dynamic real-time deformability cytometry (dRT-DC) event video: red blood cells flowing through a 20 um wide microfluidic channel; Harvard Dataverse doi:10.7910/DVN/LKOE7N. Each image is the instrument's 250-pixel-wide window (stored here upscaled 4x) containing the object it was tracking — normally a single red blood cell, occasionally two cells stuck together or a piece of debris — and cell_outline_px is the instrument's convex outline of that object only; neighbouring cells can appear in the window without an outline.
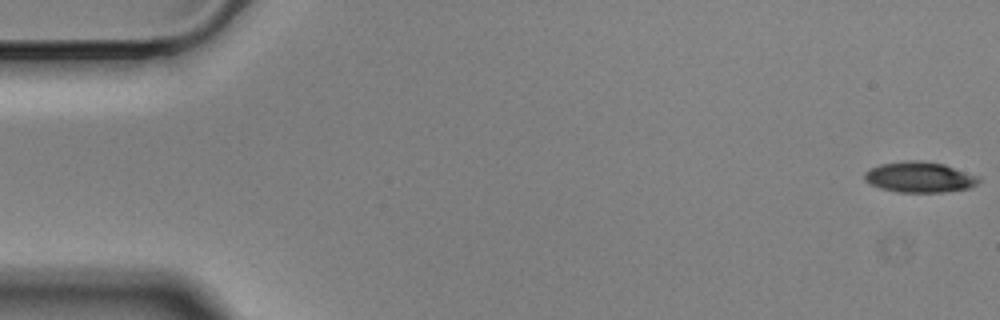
{"species": "Egyptian fruit bat (a non-hibernating species)", "species_latin": "Rousettus aegyptiacus", "temperature_condition": "cold", "stored_images_in_passage": 57, "camera_frame_rate_fps": 3000, "um_per_image_px": 0.085, "animal": {"sex": "male"}, "frame": {"image": 1, "passage_image": 1, "time_ms": 0.0, "image_size_px": [1000, 320], "cell_outline_px": [[980, 180], [972, 188], [944, 192], [896, 192], [880, 188], [864, 180], [864, 172], [880, 164], [908, 160], [920, 160], [944, 164], [980, 176]], "centroid_in_image_um": [78.19, 15.06], "position_along_channel_um": 6.8, "area_um2": 20.52}}
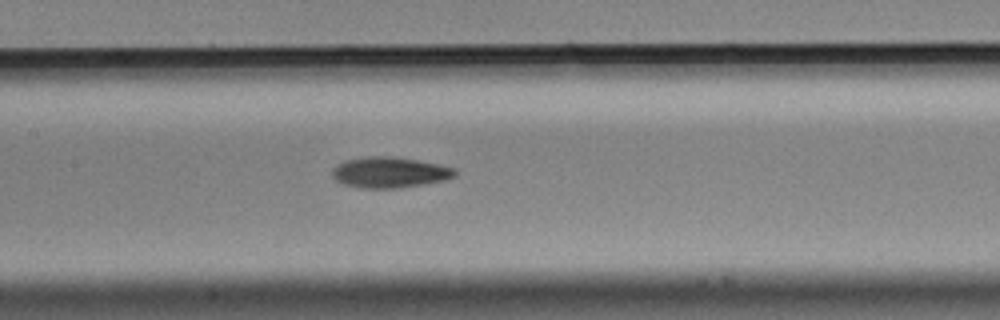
{"frame": {"image": 2, "passage_image": 27, "time_ms": 8.667, "image_size_px": [1000, 320], "cell_outline_px": [[456, 176], [448, 180], [424, 184], [396, 188], [360, 188], [344, 184], [336, 180], [332, 176], [332, 168], [336, 164], [344, 160], [364, 156], [392, 156], [416, 160], [456, 168]], "centroid_in_image_um": [33.1, 14.65], "position_along_channel_um": 174.3, "area_um2": 22.2}}
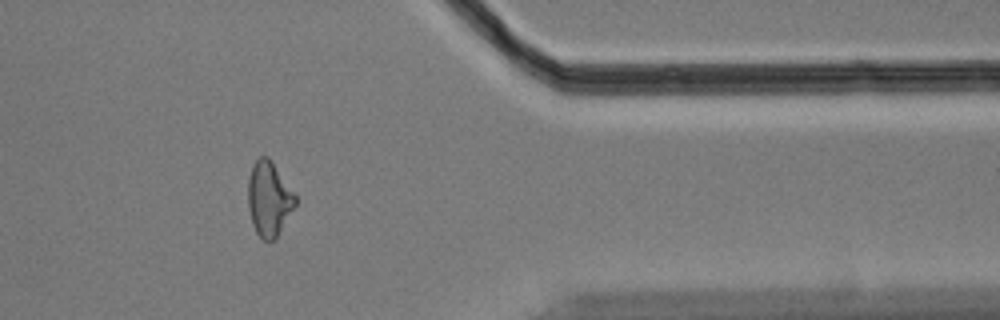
{"frame": {"image": 3, "passage_image": 47, "time_ms": 15.333, "image_size_px": [1000, 320], "cell_outline_px": [[296, 204], [276, 240], [268, 244], [256, 232], [252, 224], [248, 208], [248, 176], [252, 164], [260, 156], [268, 156], [272, 160], [296, 196]], "centroid_in_image_um": [22.85, 16.92], "position_along_channel_um": 388.5, "area_um2": 20.92}, "authors_computed_cell_mechanics": {"area_um2": 20.9236, "velocity_mm_per_s": 3.503, "shape_relaxation_time_tau1_ms": 4.6536, "shape_relaxation_time_tau2_ms": 6.9568, "deformation_change_tau1": 0.1353, "deformation_change_tau2": 0.1596}}